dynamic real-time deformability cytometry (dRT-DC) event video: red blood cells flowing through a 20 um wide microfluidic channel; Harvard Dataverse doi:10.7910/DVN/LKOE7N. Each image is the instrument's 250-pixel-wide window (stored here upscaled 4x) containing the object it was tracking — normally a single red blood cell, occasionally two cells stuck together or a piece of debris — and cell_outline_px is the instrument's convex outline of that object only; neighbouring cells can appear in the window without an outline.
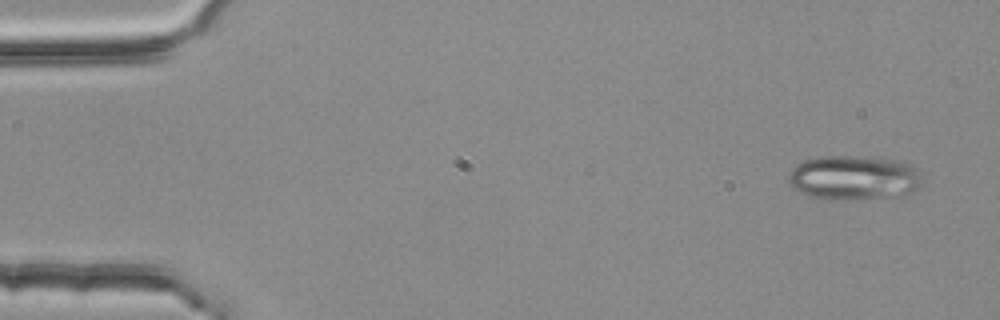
{"species": "common noctule bat (a hibernating species)", "species_latin": "Nyctalus noctula", "temperature_condition": "room temperature", "stored_images_in_passage": 3, "camera_frame_rate_fps": 3000, "um_per_image_px": 0.085, "animal": {"sex": "female", "body_mass_g": 25.1}, "frame": {"image": 1, "passage_image": 1, "time_ms": 0.0, "image_size_px": [1000, 320], "cell_outline_px": [[920, 184], [912, 192], [900, 196], [844, 200], [828, 200], [812, 196], [796, 188], [792, 184], [788, 176], [792, 168], [796, 164], [804, 160], [824, 156], [848, 156], [900, 160], [912, 164], [916, 168], [920, 180]], "centroid_in_image_um": [72.6, 15.1], "position_along_channel_um": 12.4, "area_um2": 34.33}}